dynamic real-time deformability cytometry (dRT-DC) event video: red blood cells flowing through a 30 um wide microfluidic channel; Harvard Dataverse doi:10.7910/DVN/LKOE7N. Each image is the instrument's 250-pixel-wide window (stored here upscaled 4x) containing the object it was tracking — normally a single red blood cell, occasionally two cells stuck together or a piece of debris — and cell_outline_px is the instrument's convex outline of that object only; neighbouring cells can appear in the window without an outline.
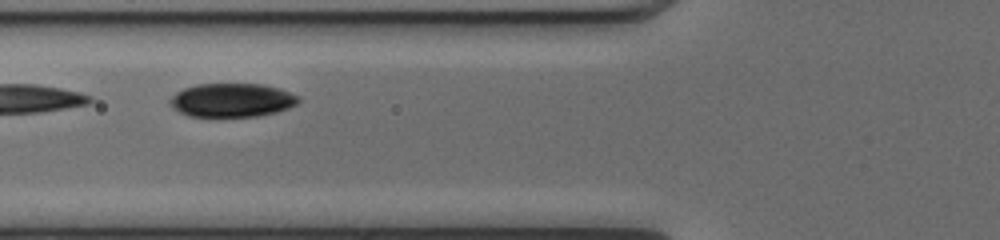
{"species": "common noctule bat (a hibernating species)", "species_latin": "Nyctalus noctula", "temperature_condition": "cold", "stored_images_in_passage": 16, "camera_frame_rate_fps": 3000, "um_per_image_px": 0.085, "animal": {"sex": "female", "body_mass_g": 17.0, "forearm_length_mm": 48.0}, "frame": {"image": 1, "passage_image": 5, "time_ms": 1.333, "image_size_px": [1000, 240], "cell_outline_px": [[300, 100], [296, 104], [288, 108], [276, 112], [256, 116], [188, 116], [180, 112], [168, 100], [176, 92], [184, 88], [196, 84], [264, 84], [280, 88], [300, 96]], "centroid_in_image_um": [19.75, 8.5], "position_along_channel_um": 106.1, "area_um2": 25.14}}